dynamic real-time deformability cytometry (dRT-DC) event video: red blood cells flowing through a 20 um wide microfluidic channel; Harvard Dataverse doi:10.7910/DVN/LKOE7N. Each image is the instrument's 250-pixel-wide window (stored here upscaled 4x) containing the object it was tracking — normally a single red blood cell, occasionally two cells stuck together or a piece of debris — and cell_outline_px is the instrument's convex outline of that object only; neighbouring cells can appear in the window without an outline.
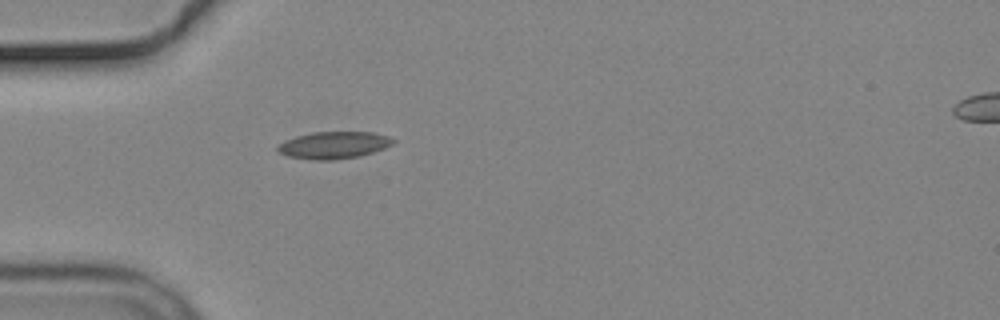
{"species": "common noctule bat (a hibernating species)", "species_latin": "Nyctalus noctula", "temperature_condition": "cold", "stored_images_in_passage": 2, "camera_frame_rate_fps": 3000, "um_per_image_px": 0.085, "animal": {"sex": "male", "body_mass_g": 19.2, "forearm_length_mm": 51.8}, "frame": {"image": 1, "passage_image": 1, "time_ms": 0.0, "image_size_px": [1000, 320], "cell_outline_px": [[396, 140], [392, 144], [384, 148], [372, 152], [356, 156], [332, 160], [316, 160], [288, 156], [280, 152], [276, 148], [284, 140], [296, 136], [312, 132], [372, 132], [388, 136]], "centroid_in_image_um": [28.36, 12.32], "position_along_channel_um": 56.6, "area_um2": 17.98}}